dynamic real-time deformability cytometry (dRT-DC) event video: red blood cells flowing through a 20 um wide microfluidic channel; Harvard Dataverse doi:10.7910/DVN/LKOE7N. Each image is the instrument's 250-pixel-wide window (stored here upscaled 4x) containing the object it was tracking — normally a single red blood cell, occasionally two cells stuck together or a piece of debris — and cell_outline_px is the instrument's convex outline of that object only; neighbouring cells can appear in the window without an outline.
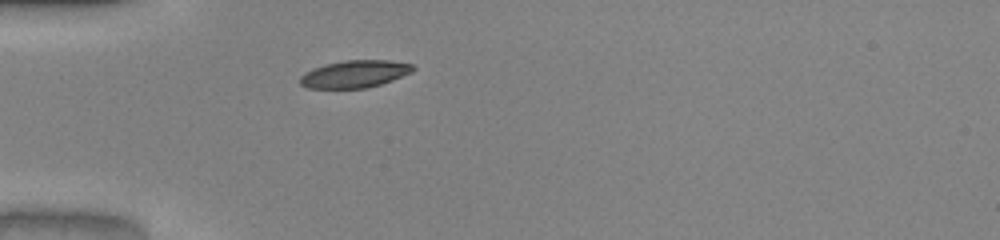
{"species": "common noctule bat (a hibernating species)", "species_latin": "Nyctalus noctula", "temperature_condition": "warm", "stored_images_in_passage": 36, "camera_frame_rate_fps": 3000, "um_per_image_px": 0.085, "animal": {"sex": "male", "body_mass_g": 20.0, "forearm_length_mm": 53.3}, "frame": {"image": 1, "passage_image": 1, "time_ms": 0.0, "image_size_px": [1000, 240], "cell_outline_px": [[416, 68], [412, 72], [392, 80], [380, 84], [364, 88], [308, 88], [300, 84], [300, 76], [304, 72], [312, 68], [344, 60], [388, 60], [412, 64]], "centroid_in_image_um": [30.14, 6.28], "position_along_channel_um": 54.9, "area_um2": 17.92}}
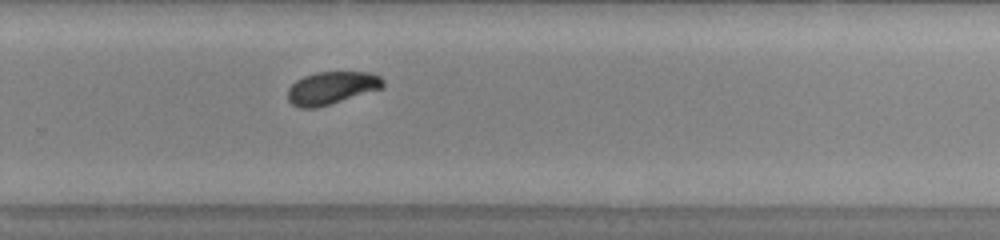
{"frame": {"image": 2, "passage_image": 20, "time_ms": 6.333, "image_size_px": [1000, 240], "cell_outline_px": [[384, 88], [316, 108], [300, 108], [292, 104], [288, 100], [288, 88], [296, 80], [304, 76], [316, 72], [372, 72], [380, 76], [384, 80]], "centroid_in_image_um": [28.21, 7.47], "position_along_channel_um": 301.6, "area_um2": 18.26}}
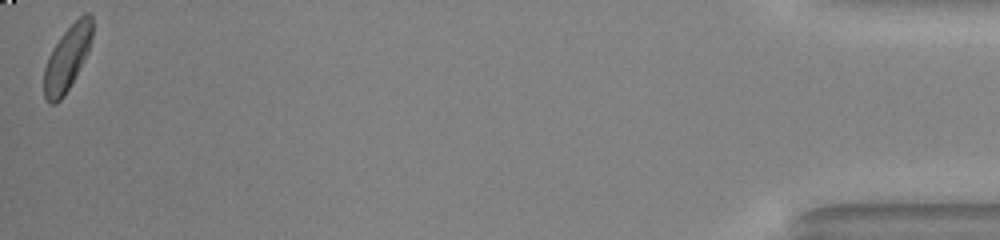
{"frame": {"image": 3, "passage_image": 36, "time_ms": 11.667, "image_size_px": [1000, 240], "cell_outline_px": [[92, 36], [88, 52], [64, 96], [56, 104], [48, 104], [44, 96], [44, 68], [48, 56], [52, 48], [60, 36], [84, 12], [88, 12], [92, 16]], "centroid_in_image_um": [5.69, 4.96], "position_along_channel_um": 429.5, "area_um2": 18.15}, "authors_computed_cell_mechanics": {"area_um2": 18.2937, "velocity_mm_per_s": 4.0698, "shape_relaxation_time_tau1_ms": 2.2543, "shape_relaxation_time_tau2_ms": null, "deformation_change_tau1": 0.1473, "deformation_change_tau2": null}}